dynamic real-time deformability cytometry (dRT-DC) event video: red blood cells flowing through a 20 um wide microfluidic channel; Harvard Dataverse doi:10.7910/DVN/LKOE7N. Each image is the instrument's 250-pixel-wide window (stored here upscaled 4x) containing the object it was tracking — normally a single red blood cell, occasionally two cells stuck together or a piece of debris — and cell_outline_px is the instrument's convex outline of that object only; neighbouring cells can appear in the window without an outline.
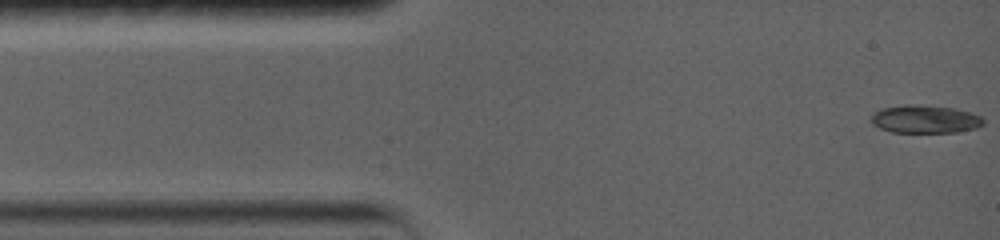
{"species": "common noctule bat (a hibernating species)", "species_latin": "Nyctalus noctula", "temperature_condition": "warm", "stored_images_in_passage": 51, "camera_frame_rate_fps": 5000, "um_per_image_px": 0.085, "animal": {"sex": "female", "body_mass_g": 19.0, "forearm_length_mm": 56.7}, "frame": {"image": 1, "passage_image": 1, "time_ms": 0.0, "image_size_px": [1000, 240], "cell_outline_px": [[984, 124], [976, 128], [956, 132], [892, 132], [880, 128], [872, 124], [868, 120], [876, 112], [884, 108], [920, 104], [952, 108], [968, 112], [980, 116], [984, 120]], "centroid_in_image_um": [78.63, 10.14], "position_along_channel_um": 6.4, "area_um2": 18.03}}
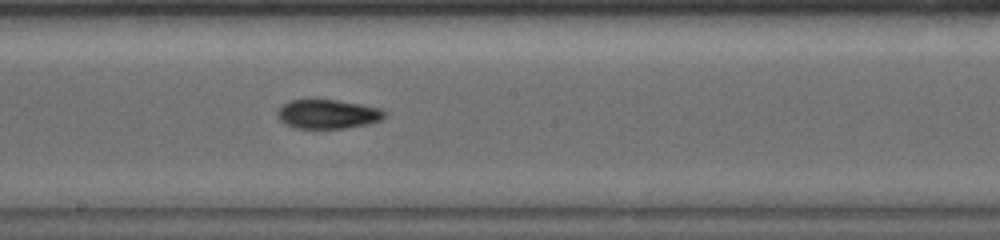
{"frame": {"image": 2, "passage_image": 22, "time_ms": 7.8, "image_size_px": [1000, 240], "cell_outline_px": [[388, 112], [380, 120], [368, 124], [344, 128], [296, 128], [284, 124], [276, 116], [276, 112], [284, 104], [292, 100], [336, 100], [360, 104], [380, 108]], "centroid_in_image_um": [27.85, 9.7], "position_along_channel_um": 220.3, "area_um2": 18.09}}
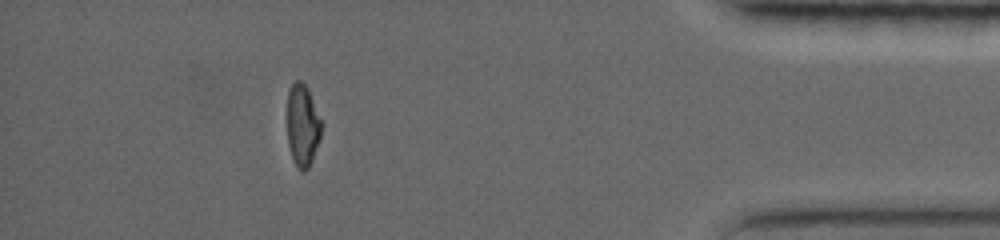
{"frame": {"image": 3, "passage_image": 44, "time_ms": 14.2, "image_size_px": [1000, 240], "cell_outline_px": [[320, 140], [312, 160], [308, 168], [304, 172], [300, 172], [296, 168], [288, 144], [288, 92], [292, 84], [296, 80], [300, 80], [308, 88], [320, 120]], "centroid_in_image_um": [25.71, 10.7], "position_along_channel_um": 409.5, "area_um2": 16.13}, "authors_computed_cell_mechanics": {"area_um2": 17.7446, "velocity_mm_per_s": 3.748, "shape_relaxation_time_tau1_ms": 10.7219, "shape_relaxation_time_tau2_ms": 11.3409, "deformation_change_tau1": 0.2532, "deformation_change_tau2": 0.136}}